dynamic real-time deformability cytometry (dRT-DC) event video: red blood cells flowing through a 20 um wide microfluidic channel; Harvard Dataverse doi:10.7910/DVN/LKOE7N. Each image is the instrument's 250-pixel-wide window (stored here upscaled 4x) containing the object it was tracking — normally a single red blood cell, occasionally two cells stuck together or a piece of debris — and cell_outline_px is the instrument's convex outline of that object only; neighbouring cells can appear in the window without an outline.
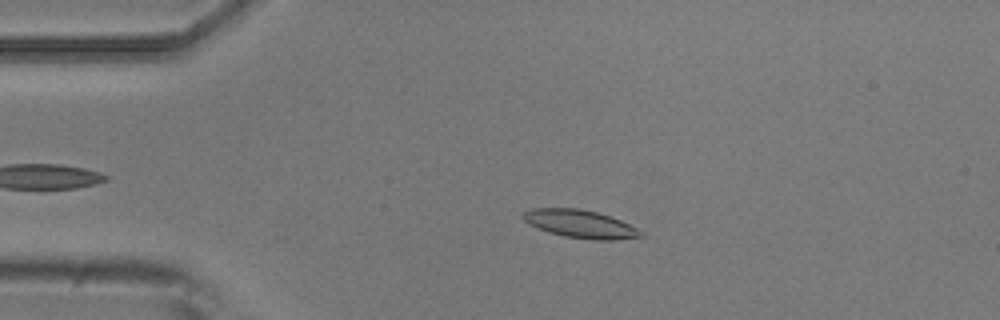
{"species": "common noctule bat (a hibernating species)", "species_latin": "Nyctalus noctula", "temperature_condition": "room temperature", "stored_images_in_passage": 6, "camera_frame_rate_fps": 3000, "um_per_image_px": 0.085, "animal": {"sex": "male", "body_mass_g": 20.5, "forearm_length_mm": 52.5}, "frame": {"image": 1, "passage_image": 4, "time_ms": 1.0, "image_size_px": [1000, 320], "cell_outline_px": [[648, 236], [616, 240], [596, 240], [564, 236], [548, 232], [528, 224], [520, 216], [524, 212], [532, 208], [580, 208], [612, 216], [644, 232]], "centroid_in_image_um": [49.35, 19.04], "position_along_channel_um": 35.7, "area_um2": 19.42}}
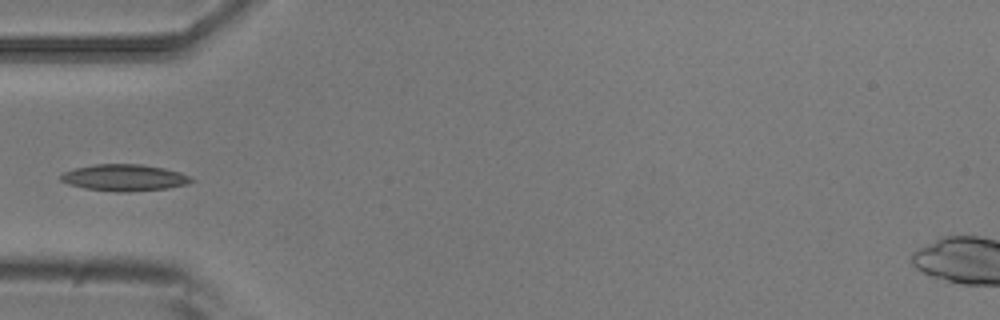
{"frame": {"image": 2, "passage_image": 6, "time_ms": 1.667, "image_size_px": [1000, 320], "cell_outline_px": [[196, 180], [188, 184], [168, 188], [128, 192], [116, 192], [84, 188], [68, 184], [60, 180], [60, 176], [64, 172], [76, 168], [96, 164], [140, 164], [164, 168], [180, 172]], "centroid_in_image_um": [10.59, 15.11], "position_along_channel_um": 74.4, "area_um2": 20.23}}